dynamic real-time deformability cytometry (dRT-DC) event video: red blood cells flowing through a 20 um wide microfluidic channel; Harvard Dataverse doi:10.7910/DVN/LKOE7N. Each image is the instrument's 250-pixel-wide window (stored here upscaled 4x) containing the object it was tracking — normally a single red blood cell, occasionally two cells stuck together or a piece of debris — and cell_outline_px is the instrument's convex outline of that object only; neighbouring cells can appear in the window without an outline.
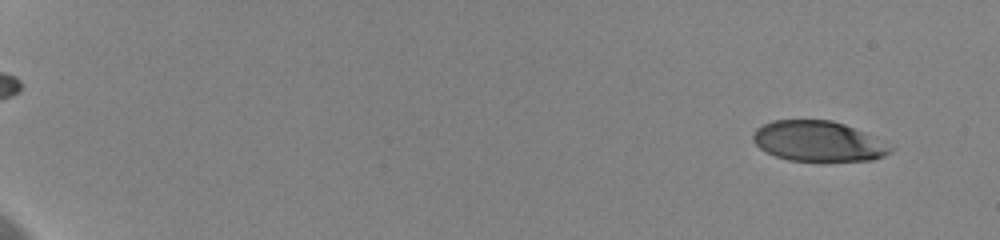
{"species": "human", "species_latin": "Homo sapiens", "temperature_condition": "cold", "stored_images_in_passage": 57, "camera_frame_rate_fps": 3000, "um_per_image_px": 0.085, "donor": {"sex": "female"}, "frame": {"image": 1, "passage_image": 3, "time_ms": 1.0, "image_size_px": [1000, 240], "cell_outline_px": [[892, 148], [884, 156], [872, 160], [788, 160], [776, 156], [760, 148], [752, 140], [752, 136], [756, 128], [772, 120], [832, 120], [844, 124], [864, 132]], "centroid_in_image_um": [69.48, 11.99], "position_along_channel_um": 15.5, "area_um2": 31.62}}
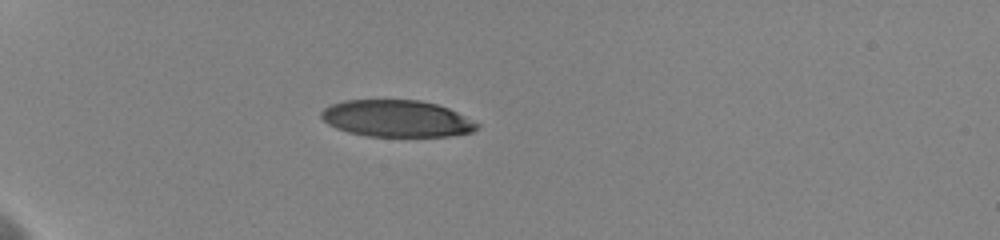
{"frame": {"image": 2, "passage_image": 21, "time_ms": 6.0, "image_size_px": [1000, 240], "cell_outline_px": [[480, 128], [472, 132], [448, 136], [368, 136], [348, 132], [336, 128], [328, 124], [320, 116], [320, 112], [324, 108], [332, 104], [344, 100], [420, 100], [436, 104], [448, 108], [480, 124]], "centroid_in_image_um": [33.71, 10.08], "position_along_channel_um": 51.3, "area_um2": 33.35}}